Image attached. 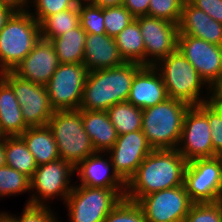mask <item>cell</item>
<instances>
[{
  "mask_svg": "<svg viewBox=\"0 0 222 222\" xmlns=\"http://www.w3.org/2000/svg\"><path fill=\"white\" fill-rule=\"evenodd\" d=\"M184 222H222V214L217 202L193 203Z\"/></svg>",
  "mask_w": 222,
  "mask_h": 222,
  "instance_id": "d590c367",
  "label": "cell"
},
{
  "mask_svg": "<svg viewBox=\"0 0 222 222\" xmlns=\"http://www.w3.org/2000/svg\"><path fill=\"white\" fill-rule=\"evenodd\" d=\"M30 178L10 166L0 168V197L30 192Z\"/></svg>",
  "mask_w": 222,
  "mask_h": 222,
  "instance_id": "f546056e",
  "label": "cell"
},
{
  "mask_svg": "<svg viewBox=\"0 0 222 222\" xmlns=\"http://www.w3.org/2000/svg\"><path fill=\"white\" fill-rule=\"evenodd\" d=\"M143 67L139 63L89 71L79 109L107 111L111 106L128 100L132 81Z\"/></svg>",
  "mask_w": 222,
  "mask_h": 222,
  "instance_id": "7a4b0ae2",
  "label": "cell"
},
{
  "mask_svg": "<svg viewBox=\"0 0 222 222\" xmlns=\"http://www.w3.org/2000/svg\"><path fill=\"white\" fill-rule=\"evenodd\" d=\"M82 121L96 152H103L106 155L118 136L107 111L82 110Z\"/></svg>",
  "mask_w": 222,
  "mask_h": 222,
  "instance_id": "7402d4cb",
  "label": "cell"
},
{
  "mask_svg": "<svg viewBox=\"0 0 222 222\" xmlns=\"http://www.w3.org/2000/svg\"><path fill=\"white\" fill-rule=\"evenodd\" d=\"M115 41L125 62L145 66V45L136 18L115 37Z\"/></svg>",
  "mask_w": 222,
  "mask_h": 222,
  "instance_id": "484cf974",
  "label": "cell"
},
{
  "mask_svg": "<svg viewBox=\"0 0 222 222\" xmlns=\"http://www.w3.org/2000/svg\"><path fill=\"white\" fill-rule=\"evenodd\" d=\"M208 122L215 157L222 156V107L208 101Z\"/></svg>",
  "mask_w": 222,
  "mask_h": 222,
  "instance_id": "8d00e7d4",
  "label": "cell"
},
{
  "mask_svg": "<svg viewBox=\"0 0 222 222\" xmlns=\"http://www.w3.org/2000/svg\"><path fill=\"white\" fill-rule=\"evenodd\" d=\"M152 150L142 130H138L118 135L106 154L111 159L115 173L127 184Z\"/></svg>",
  "mask_w": 222,
  "mask_h": 222,
  "instance_id": "2e32d148",
  "label": "cell"
},
{
  "mask_svg": "<svg viewBox=\"0 0 222 222\" xmlns=\"http://www.w3.org/2000/svg\"><path fill=\"white\" fill-rule=\"evenodd\" d=\"M137 203L148 222H184L193 204L184 185L150 193Z\"/></svg>",
  "mask_w": 222,
  "mask_h": 222,
  "instance_id": "4fadbf2b",
  "label": "cell"
},
{
  "mask_svg": "<svg viewBox=\"0 0 222 222\" xmlns=\"http://www.w3.org/2000/svg\"><path fill=\"white\" fill-rule=\"evenodd\" d=\"M150 0H125L123 6L136 18L148 15Z\"/></svg>",
  "mask_w": 222,
  "mask_h": 222,
  "instance_id": "ab89813d",
  "label": "cell"
},
{
  "mask_svg": "<svg viewBox=\"0 0 222 222\" xmlns=\"http://www.w3.org/2000/svg\"><path fill=\"white\" fill-rule=\"evenodd\" d=\"M20 136L33 154L37 166L60 158L54 135L48 125L28 127Z\"/></svg>",
  "mask_w": 222,
  "mask_h": 222,
  "instance_id": "cb8c5ba5",
  "label": "cell"
},
{
  "mask_svg": "<svg viewBox=\"0 0 222 222\" xmlns=\"http://www.w3.org/2000/svg\"><path fill=\"white\" fill-rule=\"evenodd\" d=\"M177 49L194 66L208 87L222 75V46L191 35H178Z\"/></svg>",
  "mask_w": 222,
  "mask_h": 222,
  "instance_id": "9a60e30c",
  "label": "cell"
},
{
  "mask_svg": "<svg viewBox=\"0 0 222 222\" xmlns=\"http://www.w3.org/2000/svg\"><path fill=\"white\" fill-rule=\"evenodd\" d=\"M190 105L177 99L142 110V132L153 150L176 149L181 138L183 120Z\"/></svg>",
  "mask_w": 222,
  "mask_h": 222,
  "instance_id": "277c9868",
  "label": "cell"
},
{
  "mask_svg": "<svg viewBox=\"0 0 222 222\" xmlns=\"http://www.w3.org/2000/svg\"><path fill=\"white\" fill-rule=\"evenodd\" d=\"M136 19L145 45V66H155L177 49L178 24L148 15Z\"/></svg>",
  "mask_w": 222,
  "mask_h": 222,
  "instance_id": "5bb4252c",
  "label": "cell"
},
{
  "mask_svg": "<svg viewBox=\"0 0 222 222\" xmlns=\"http://www.w3.org/2000/svg\"><path fill=\"white\" fill-rule=\"evenodd\" d=\"M210 101L219 107H222V75L219 80L211 87Z\"/></svg>",
  "mask_w": 222,
  "mask_h": 222,
  "instance_id": "b9f144b4",
  "label": "cell"
},
{
  "mask_svg": "<svg viewBox=\"0 0 222 222\" xmlns=\"http://www.w3.org/2000/svg\"><path fill=\"white\" fill-rule=\"evenodd\" d=\"M186 165L177 149L152 150L126 184L125 197L137 202L150 193L184 185Z\"/></svg>",
  "mask_w": 222,
  "mask_h": 222,
  "instance_id": "6da1fadb",
  "label": "cell"
},
{
  "mask_svg": "<svg viewBox=\"0 0 222 222\" xmlns=\"http://www.w3.org/2000/svg\"><path fill=\"white\" fill-rule=\"evenodd\" d=\"M59 156L74 168L88 156L96 153L85 132L82 110H58L49 119Z\"/></svg>",
  "mask_w": 222,
  "mask_h": 222,
  "instance_id": "5b68a950",
  "label": "cell"
},
{
  "mask_svg": "<svg viewBox=\"0 0 222 222\" xmlns=\"http://www.w3.org/2000/svg\"><path fill=\"white\" fill-rule=\"evenodd\" d=\"M15 12L16 11L11 9L10 7L0 5V31L4 28L8 20Z\"/></svg>",
  "mask_w": 222,
  "mask_h": 222,
  "instance_id": "7bdbcfd3",
  "label": "cell"
},
{
  "mask_svg": "<svg viewBox=\"0 0 222 222\" xmlns=\"http://www.w3.org/2000/svg\"><path fill=\"white\" fill-rule=\"evenodd\" d=\"M92 4L104 7L121 6L125 0H89Z\"/></svg>",
  "mask_w": 222,
  "mask_h": 222,
  "instance_id": "ee69618b",
  "label": "cell"
},
{
  "mask_svg": "<svg viewBox=\"0 0 222 222\" xmlns=\"http://www.w3.org/2000/svg\"><path fill=\"white\" fill-rule=\"evenodd\" d=\"M6 165L31 178L37 169L33 154L21 136L4 137Z\"/></svg>",
  "mask_w": 222,
  "mask_h": 222,
  "instance_id": "4316f807",
  "label": "cell"
},
{
  "mask_svg": "<svg viewBox=\"0 0 222 222\" xmlns=\"http://www.w3.org/2000/svg\"><path fill=\"white\" fill-rule=\"evenodd\" d=\"M167 98L161 74L154 66H143L132 81L127 101L143 110L162 103Z\"/></svg>",
  "mask_w": 222,
  "mask_h": 222,
  "instance_id": "d6986e66",
  "label": "cell"
},
{
  "mask_svg": "<svg viewBox=\"0 0 222 222\" xmlns=\"http://www.w3.org/2000/svg\"><path fill=\"white\" fill-rule=\"evenodd\" d=\"M80 25L78 6L60 11L52 16L45 17L40 23L42 39L50 41Z\"/></svg>",
  "mask_w": 222,
  "mask_h": 222,
  "instance_id": "f1b7e54d",
  "label": "cell"
},
{
  "mask_svg": "<svg viewBox=\"0 0 222 222\" xmlns=\"http://www.w3.org/2000/svg\"><path fill=\"white\" fill-rule=\"evenodd\" d=\"M103 18L106 34L115 38L135 17L131 12L121 6L103 8Z\"/></svg>",
  "mask_w": 222,
  "mask_h": 222,
  "instance_id": "1f68e13d",
  "label": "cell"
},
{
  "mask_svg": "<svg viewBox=\"0 0 222 222\" xmlns=\"http://www.w3.org/2000/svg\"><path fill=\"white\" fill-rule=\"evenodd\" d=\"M103 222H148L136 201L123 197Z\"/></svg>",
  "mask_w": 222,
  "mask_h": 222,
  "instance_id": "d6a6232c",
  "label": "cell"
},
{
  "mask_svg": "<svg viewBox=\"0 0 222 222\" xmlns=\"http://www.w3.org/2000/svg\"><path fill=\"white\" fill-rule=\"evenodd\" d=\"M154 67L162 76L168 98L181 100L190 106L210 101L211 88L207 87L194 66L178 49ZM204 86L207 88V95L203 96L206 97L201 96Z\"/></svg>",
  "mask_w": 222,
  "mask_h": 222,
  "instance_id": "3957f363",
  "label": "cell"
},
{
  "mask_svg": "<svg viewBox=\"0 0 222 222\" xmlns=\"http://www.w3.org/2000/svg\"><path fill=\"white\" fill-rule=\"evenodd\" d=\"M80 25L88 34H106L103 8L82 0L78 5Z\"/></svg>",
  "mask_w": 222,
  "mask_h": 222,
  "instance_id": "4dcf8cb0",
  "label": "cell"
},
{
  "mask_svg": "<svg viewBox=\"0 0 222 222\" xmlns=\"http://www.w3.org/2000/svg\"><path fill=\"white\" fill-rule=\"evenodd\" d=\"M1 75L21 106L25 124L28 127L48 125L55 110L51 106L46 86L20 78L13 71H4Z\"/></svg>",
  "mask_w": 222,
  "mask_h": 222,
  "instance_id": "ba28073f",
  "label": "cell"
},
{
  "mask_svg": "<svg viewBox=\"0 0 222 222\" xmlns=\"http://www.w3.org/2000/svg\"><path fill=\"white\" fill-rule=\"evenodd\" d=\"M220 207V211H221V214H222V196L216 201Z\"/></svg>",
  "mask_w": 222,
  "mask_h": 222,
  "instance_id": "7dc6e473",
  "label": "cell"
},
{
  "mask_svg": "<svg viewBox=\"0 0 222 222\" xmlns=\"http://www.w3.org/2000/svg\"><path fill=\"white\" fill-rule=\"evenodd\" d=\"M82 0H31L34 12L29 13L40 23L45 17L52 16L63 10H68L79 5Z\"/></svg>",
  "mask_w": 222,
  "mask_h": 222,
  "instance_id": "836d02e7",
  "label": "cell"
},
{
  "mask_svg": "<svg viewBox=\"0 0 222 222\" xmlns=\"http://www.w3.org/2000/svg\"><path fill=\"white\" fill-rule=\"evenodd\" d=\"M193 6L206 12L222 24V0H188Z\"/></svg>",
  "mask_w": 222,
  "mask_h": 222,
  "instance_id": "f35d334b",
  "label": "cell"
},
{
  "mask_svg": "<svg viewBox=\"0 0 222 222\" xmlns=\"http://www.w3.org/2000/svg\"><path fill=\"white\" fill-rule=\"evenodd\" d=\"M185 0H150L148 16L179 23Z\"/></svg>",
  "mask_w": 222,
  "mask_h": 222,
  "instance_id": "e575fe53",
  "label": "cell"
},
{
  "mask_svg": "<svg viewBox=\"0 0 222 222\" xmlns=\"http://www.w3.org/2000/svg\"><path fill=\"white\" fill-rule=\"evenodd\" d=\"M176 149L187 162L215 157L208 122V102L190 106L186 111Z\"/></svg>",
  "mask_w": 222,
  "mask_h": 222,
  "instance_id": "9c48e42d",
  "label": "cell"
},
{
  "mask_svg": "<svg viewBox=\"0 0 222 222\" xmlns=\"http://www.w3.org/2000/svg\"><path fill=\"white\" fill-rule=\"evenodd\" d=\"M27 128L21 106L0 74V136H20Z\"/></svg>",
  "mask_w": 222,
  "mask_h": 222,
  "instance_id": "603a6c76",
  "label": "cell"
},
{
  "mask_svg": "<svg viewBox=\"0 0 222 222\" xmlns=\"http://www.w3.org/2000/svg\"><path fill=\"white\" fill-rule=\"evenodd\" d=\"M222 156L187 162L184 186L193 203H215L221 197Z\"/></svg>",
  "mask_w": 222,
  "mask_h": 222,
  "instance_id": "8fae6325",
  "label": "cell"
},
{
  "mask_svg": "<svg viewBox=\"0 0 222 222\" xmlns=\"http://www.w3.org/2000/svg\"><path fill=\"white\" fill-rule=\"evenodd\" d=\"M74 172H78L80 186L126 189V184L115 173L110 157L105 159L103 152L88 156L74 168Z\"/></svg>",
  "mask_w": 222,
  "mask_h": 222,
  "instance_id": "ac0fdd59",
  "label": "cell"
},
{
  "mask_svg": "<svg viewBox=\"0 0 222 222\" xmlns=\"http://www.w3.org/2000/svg\"><path fill=\"white\" fill-rule=\"evenodd\" d=\"M59 65L53 44L40 38L29 54L13 69V72L20 78L46 86Z\"/></svg>",
  "mask_w": 222,
  "mask_h": 222,
  "instance_id": "e0dca14e",
  "label": "cell"
},
{
  "mask_svg": "<svg viewBox=\"0 0 222 222\" xmlns=\"http://www.w3.org/2000/svg\"><path fill=\"white\" fill-rule=\"evenodd\" d=\"M30 0H0V5L10 7L16 12L27 11L31 6H28Z\"/></svg>",
  "mask_w": 222,
  "mask_h": 222,
  "instance_id": "60d3db41",
  "label": "cell"
},
{
  "mask_svg": "<svg viewBox=\"0 0 222 222\" xmlns=\"http://www.w3.org/2000/svg\"><path fill=\"white\" fill-rule=\"evenodd\" d=\"M117 135H123L142 129V109L128 101L117 103L107 110Z\"/></svg>",
  "mask_w": 222,
  "mask_h": 222,
  "instance_id": "83f0119b",
  "label": "cell"
},
{
  "mask_svg": "<svg viewBox=\"0 0 222 222\" xmlns=\"http://www.w3.org/2000/svg\"><path fill=\"white\" fill-rule=\"evenodd\" d=\"M74 173V167L61 158L37 166L30 178V190L35 192L26 201L27 204L47 206L46 201L55 196L65 202L74 187L70 181Z\"/></svg>",
  "mask_w": 222,
  "mask_h": 222,
  "instance_id": "30bf717a",
  "label": "cell"
},
{
  "mask_svg": "<svg viewBox=\"0 0 222 222\" xmlns=\"http://www.w3.org/2000/svg\"><path fill=\"white\" fill-rule=\"evenodd\" d=\"M124 63L115 38L107 34L87 33L83 65L88 71L108 69Z\"/></svg>",
  "mask_w": 222,
  "mask_h": 222,
  "instance_id": "44dd1931",
  "label": "cell"
},
{
  "mask_svg": "<svg viewBox=\"0 0 222 222\" xmlns=\"http://www.w3.org/2000/svg\"><path fill=\"white\" fill-rule=\"evenodd\" d=\"M178 35H191L222 46V24L185 0L178 23Z\"/></svg>",
  "mask_w": 222,
  "mask_h": 222,
  "instance_id": "ffe728a7",
  "label": "cell"
},
{
  "mask_svg": "<svg viewBox=\"0 0 222 222\" xmlns=\"http://www.w3.org/2000/svg\"><path fill=\"white\" fill-rule=\"evenodd\" d=\"M6 165L4 137L0 136V168Z\"/></svg>",
  "mask_w": 222,
  "mask_h": 222,
  "instance_id": "f6af8a7d",
  "label": "cell"
},
{
  "mask_svg": "<svg viewBox=\"0 0 222 222\" xmlns=\"http://www.w3.org/2000/svg\"><path fill=\"white\" fill-rule=\"evenodd\" d=\"M88 70L83 64H60L46 85L52 108L77 110L80 107Z\"/></svg>",
  "mask_w": 222,
  "mask_h": 222,
  "instance_id": "7c38bea8",
  "label": "cell"
},
{
  "mask_svg": "<svg viewBox=\"0 0 222 222\" xmlns=\"http://www.w3.org/2000/svg\"><path fill=\"white\" fill-rule=\"evenodd\" d=\"M86 35V31L79 25L71 31L50 40L60 64H83Z\"/></svg>",
  "mask_w": 222,
  "mask_h": 222,
  "instance_id": "d4e9b609",
  "label": "cell"
},
{
  "mask_svg": "<svg viewBox=\"0 0 222 222\" xmlns=\"http://www.w3.org/2000/svg\"><path fill=\"white\" fill-rule=\"evenodd\" d=\"M126 189L75 185L64 203L70 222H103L125 197Z\"/></svg>",
  "mask_w": 222,
  "mask_h": 222,
  "instance_id": "52a82bcc",
  "label": "cell"
},
{
  "mask_svg": "<svg viewBox=\"0 0 222 222\" xmlns=\"http://www.w3.org/2000/svg\"><path fill=\"white\" fill-rule=\"evenodd\" d=\"M40 38L39 23L29 11L15 12L0 31V74L13 71Z\"/></svg>",
  "mask_w": 222,
  "mask_h": 222,
  "instance_id": "8992f818",
  "label": "cell"
},
{
  "mask_svg": "<svg viewBox=\"0 0 222 222\" xmlns=\"http://www.w3.org/2000/svg\"><path fill=\"white\" fill-rule=\"evenodd\" d=\"M0 222H15V220L6 212H2L0 215Z\"/></svg>",
  "mask_w": 222,
  "mask_h": 222,
  "instance_id": "bcb514c9",
  "label": "cell"
},
{
  "mask_svg": "<svg viewBox=\"0 0 222 222\" xmlns=\"http://www.w3.org/2000/svg\"><path fill=\"white\" fill-rule=\"evenodd\" d=\"M50 206L25 204L21 216L9 215L15 222H59L58 217L49 208ZM55 215V216H54Z\"/></svg>",
  "mask_w": 222,
  "mask_h": 222,
  "instance_id": "74e56055",
  "label": "cell"
}]
</instances>
